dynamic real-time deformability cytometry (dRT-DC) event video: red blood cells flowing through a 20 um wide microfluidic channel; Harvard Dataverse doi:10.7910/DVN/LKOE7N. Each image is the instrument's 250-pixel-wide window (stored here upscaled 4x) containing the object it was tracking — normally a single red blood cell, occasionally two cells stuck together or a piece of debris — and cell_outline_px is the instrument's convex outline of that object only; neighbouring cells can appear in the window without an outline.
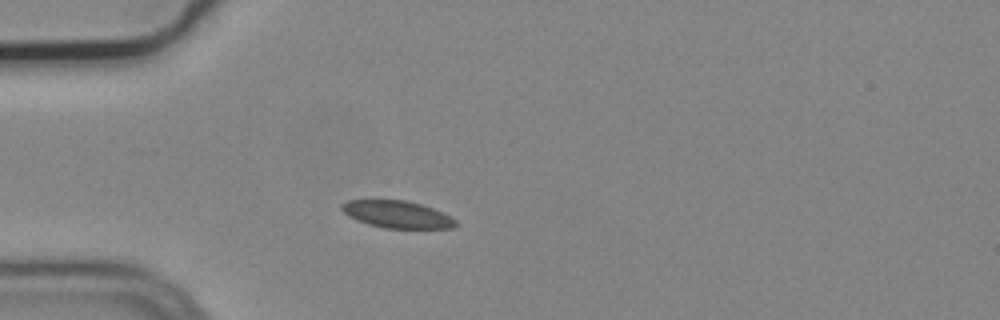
{"species": "common noctule bat (a hibernating species)", "species_latin": "Nyctalus noctula", "temperature_condition": "cold", "stored_images_in_passage": 3, "camera_frame_rate_fps": 3000, "um_per_image_px": 0.085, "animal": {"sex": "male", "body_mass_g": 19.2, "forearm_length_mm": 51.8}, "frame": {"image": 1, "passage_image": 2, "time_ms": 0.333, "image_size_px": [1000, 320], "cell_outline_px": [[456, 224], [452, 228], [384, 228], [368, 224], [356, 220], [348, 216], [340, 208], [340, 204], [348, 200], [404, 200], [420, 204], [432, 208], [456, 220]], "centroid_in_image_um": [33.69, 18.22], "position_along_channel_um": 51.3, "area_um2": 17.86}}